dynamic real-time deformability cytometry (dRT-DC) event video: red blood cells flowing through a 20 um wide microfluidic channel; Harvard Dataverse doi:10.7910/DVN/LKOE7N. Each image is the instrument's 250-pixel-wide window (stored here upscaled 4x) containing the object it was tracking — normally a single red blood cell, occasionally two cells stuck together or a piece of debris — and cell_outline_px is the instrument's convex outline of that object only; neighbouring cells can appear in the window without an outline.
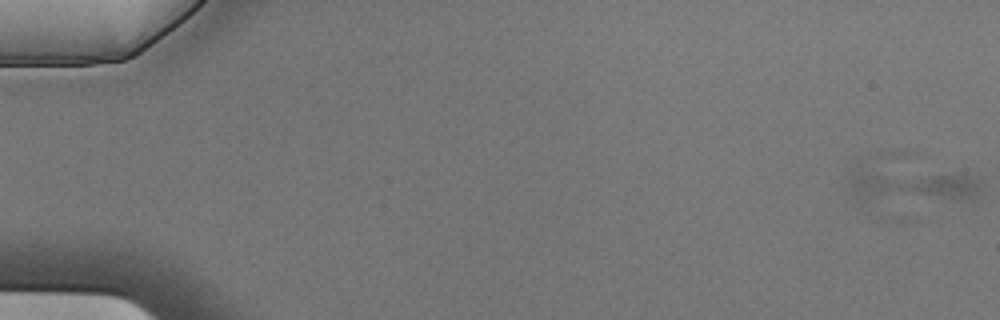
{"species": "Egyptian fruit bat (a non-hibernating species)", "species_latin": "Rousettus aegyptiacus", "temperature_condition": "cold", "stored_images_in_passage": 2, "camera_frame_rate_fps": 3000, "um_per_image_px": 0.085, "animal": {"sex": "male"}, "frame": {"image": 1, "passage_image": 2, "time_ms": 0.333, "image_size_px": [1000, 320], "cell_outline_px": [[980, 192], [976, 200], [868, 212], [856, 208], [844, 192], [844, 184], [848, 172], [856, 160], [860, 160], [972, 176], [980, 180]], "centroid_in_image_um": [76.95, 15.89], "position_along_channel_um": 8.1, "area_um2": 36.36}}